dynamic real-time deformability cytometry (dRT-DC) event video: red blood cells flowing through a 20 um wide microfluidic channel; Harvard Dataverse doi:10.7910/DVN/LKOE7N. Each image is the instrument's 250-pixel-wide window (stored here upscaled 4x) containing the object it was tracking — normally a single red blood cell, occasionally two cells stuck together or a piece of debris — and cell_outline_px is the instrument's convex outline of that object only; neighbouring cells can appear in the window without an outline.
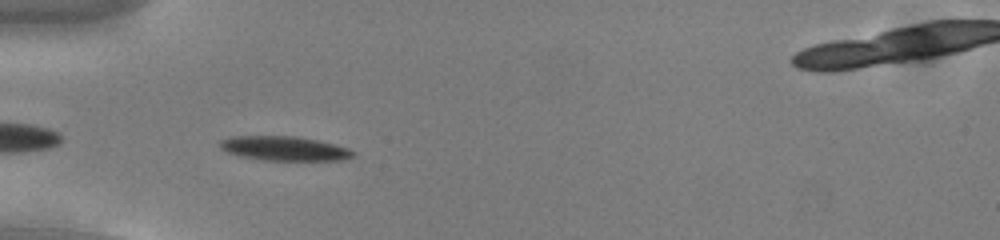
{"species": "common noctule bat (a hibernating species)", "species_latin": "Nyctalus noctula", "temperature_condition": "cold", "stored_images_in_passage": 40, "camera_frame_rate_fps": 3000, "um_per_image_px": 0.085, "animal": {"sex": "male", "body_mass_g": 13.0, "forearm_length_mm": 53.1}, "frame": {"image": 1, "passage_image": 3, "time_ms": 0.667, "image_size_px": [1000, 240], "cell_outline_px": [[356, 156], [344, 160], [264, 160], [240, 156], [228, 152], [220, 148], [220, 140], [232, 136], [296, 136], [316, 140], [348, 148], [356, 152]], "centroid_in_image_um": [24.19, 12.62], "position_along_channel_um": 60.8, "area_um2": 18.84}}
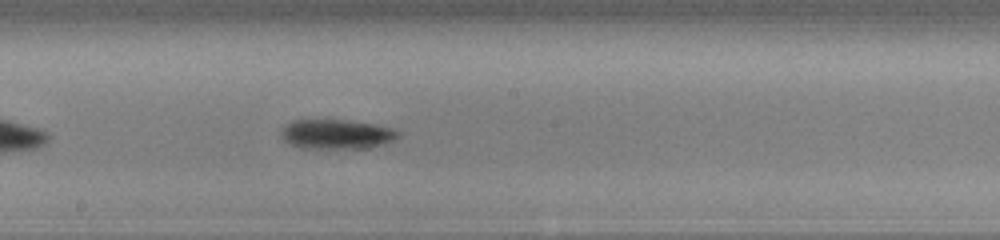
{"frame": {"image": 2, "passage_image": 16, "time_ms": 5.0, "image_size_px": [1000, 240], "cell_outline_px": [[400, 136], [384, 144], [364, 148], [300, 148], [284, 140], [280, 132], [280, 128], [284, 124], [292, 120], [344, 120], [376, 124], [392, 128], [400, 132]], "centroid_in_image_um": [28.58, 11.4], "position_along_channel_um": 219.6, "area_um2": 20.23}}
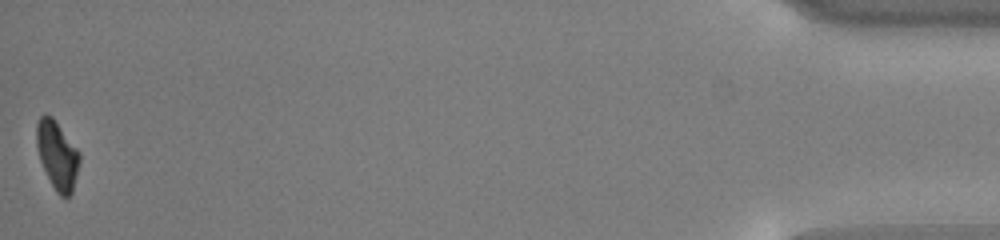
{"frame": {"image": 3, "passage_image": 40, "time_ms": 13.0, "image_size_px": [1000, 240], "cell_outline_px": [[80, 164], [72, 192], [68, 196], [60, 196], [56, 192], [40, 160], [36, 144], [36, 124], [40, 116], [44, 112], [52, 116], [80, 152]], "centroid_in_image_um": [4.87, 13.15], "position_along_channel_um": 430.3, "area_um2": 17.11}, "authors_computed_cell_mechanics": {"area_um2": 18.8428, "velocity_mm_per_s": 3.7942, "shape_relaxation_time_tau1_ms": 2.3876, "shape_relaxation_time_tau2_ms": null, "deformation_change_tau1": 0.1041, "deformation_change_tau2": null}}